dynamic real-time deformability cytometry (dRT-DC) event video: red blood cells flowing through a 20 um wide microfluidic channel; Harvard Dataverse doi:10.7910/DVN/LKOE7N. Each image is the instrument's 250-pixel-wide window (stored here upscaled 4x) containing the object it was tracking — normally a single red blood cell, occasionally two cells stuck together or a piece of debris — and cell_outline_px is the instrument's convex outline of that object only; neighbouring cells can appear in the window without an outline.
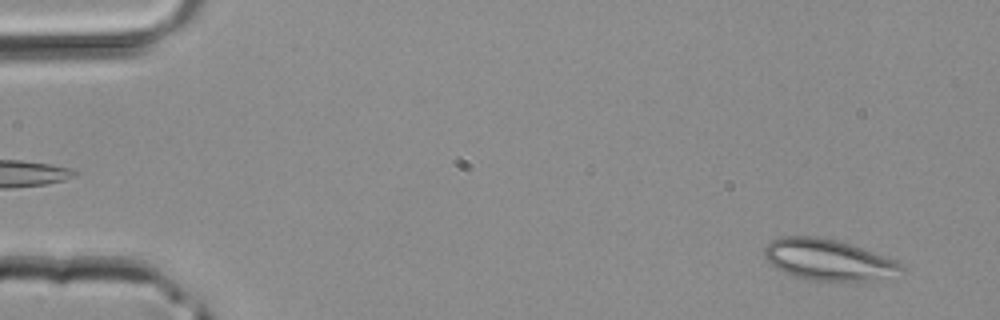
{"species": "common noctule bat (a hibernating species)", "species_latin": "Nyctalus noctula", "temperature_condition": "room temperature", "stored_images_in_passage": 41, "camera_frame_rate_fps": 3000, "um_per_image_px": 0.085, "animal": {"sex": "male", "body_mass_g": 20.4}, "frame": {"image": 1, "passage_image": 2, "time_ms": 0.333, "image_size_px": [1000, 320], "cell_outline_px": [[908, 272], [872, 280], [804, 280], [792, 276], [776, 268], [764, 256], [764, 248], [772, 240], [780, 236], [816, 236], [836, 240], [896, 260], [904, 264]], "centroid_in_image_um": [70.42, 22.08], "position_along_channel_um": 14.6, "area_um2": 32.71}}
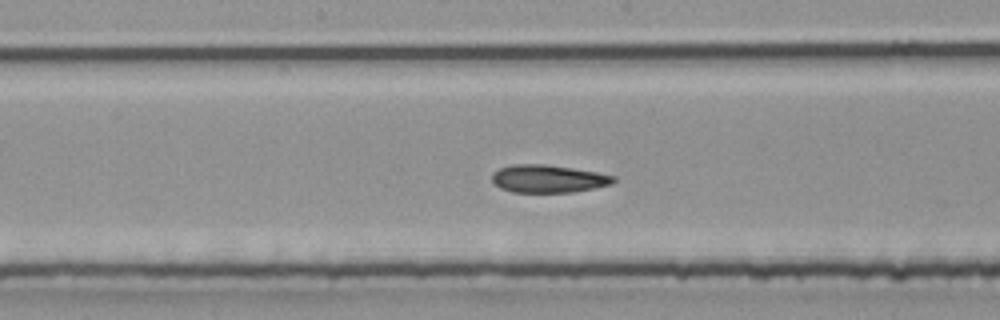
{"frame": {"image": 2, "passage_image": 21, "time_ms": 6.667, "image_size_px": [1000, 320], "cell_outline_px": [[616, 180], [612, 184], [572, 192], [512, 192], [500, 188], [492, 180], [492, 172], [500, 168], [512, 164], [544, 164], [572, 168], [596, 172], [616, 176]], "centroid_in_image_um": [46.58, 15.19], "position_along_channel_um": 201.6, "area_um2": 19.59}}
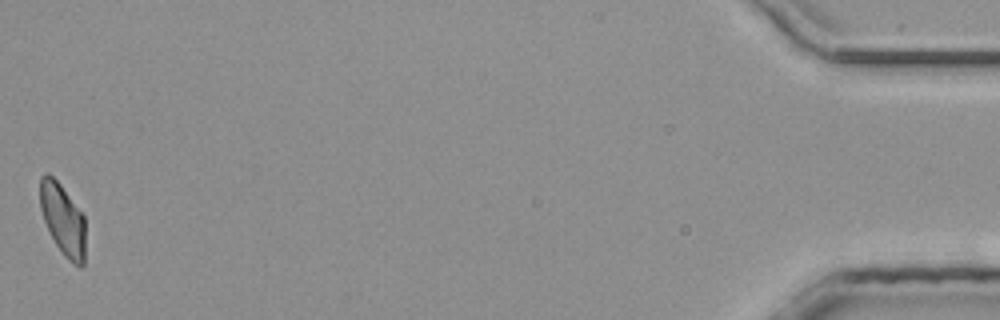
{"frame": {"image": 3, "passage_image": 41, "time_ms": 13.333, "image_size_px": [1000, 320], "cell_outline_px": [[84, 264], [80, 268], [68, 260], [64, 256], [56, 244], [44, 220], [40, 208], [40, 176], [48, 172], [60, 184], [84, 216]], "centroid_in_image_um": [5.33, 18.66], "position_along_channel_um": 429.9, "area_um2": 18.61}}